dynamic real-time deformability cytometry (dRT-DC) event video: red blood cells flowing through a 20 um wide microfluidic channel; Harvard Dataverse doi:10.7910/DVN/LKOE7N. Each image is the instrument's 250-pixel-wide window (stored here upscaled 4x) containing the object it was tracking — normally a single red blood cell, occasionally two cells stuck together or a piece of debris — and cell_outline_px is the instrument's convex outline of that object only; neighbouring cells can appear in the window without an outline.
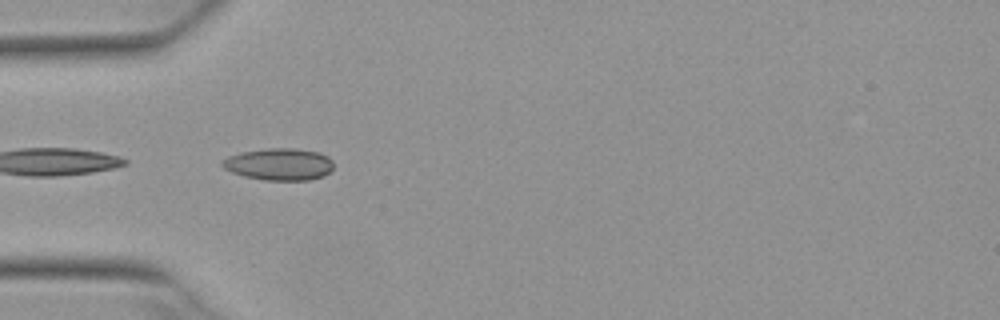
{"species": "Egyptian fruit bat (a non-hibernating species)", "species_latin": "Rousettus aegyptiacus", "temperature_condition": "warm", "stored_images_in_passage": 4, "camera_frame_rate_fps": 3000, "um_per_image_px": 0.085, "animal": {"sex": "female"}, "frame": {"image": 1, "passage_image": 3, "time_ms": 0.667, "image_size_px": [1000, 320], "cell_outline_px": [[332, 168], [324, 176], [308, 180], [264, 180], [244, 176], [232, 172], [224, 168], [220, 164], [220, 160], [228, 156], [240, 152], [268, 148], [296, 148], [320, 152], [328, 156], [332, 160]], "centroid_in_image_um": [23.71, 13.95], "position_along_channel_um": 61.3, "area_um2": 20.92}}
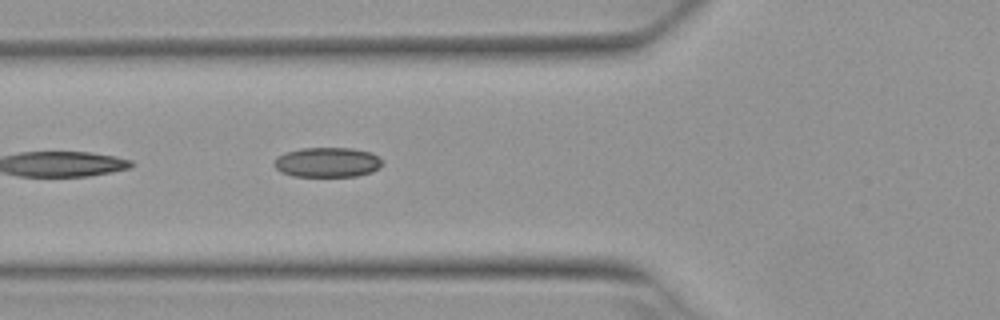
{"frame": {"image": 2, "passage_image": 4, "time_ms": 1.0, "image_size_px": [1000, 320], "cell_outline_px": [[384, 164], [380, 168], [372, 172], [356, 176], [292, 176], [280, 172], [272, 164], [276, 156], [284, 152], [304, 148], [352, 148], [372, 152]], "centroid_in_image_um": [27.8, 13.79], "position_along_channel_um": 98.0, "area_um2": 19.02}}